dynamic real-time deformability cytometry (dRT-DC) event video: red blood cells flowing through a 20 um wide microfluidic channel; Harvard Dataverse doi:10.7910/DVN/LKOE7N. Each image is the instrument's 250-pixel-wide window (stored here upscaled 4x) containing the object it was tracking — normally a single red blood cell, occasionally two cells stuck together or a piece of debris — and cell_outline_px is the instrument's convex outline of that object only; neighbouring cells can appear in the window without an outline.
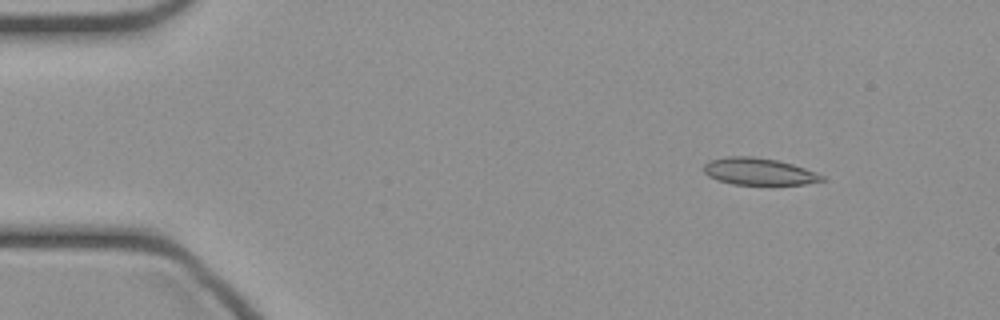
{"species": "common noctule bat (a hibernating species)", "species_latin": "Nyctalus noctula", "temperature_condition": "cold", "stored_images_in_passage": 42, "camera_frame_rate_fps": 3000, "um_per_image_px": 0.085, "animal": {"sex": "female", "body_mass_g": 21.9}, "frame": {"image": 1, "passage_image": 1, "time_ms": 0.0, "image_size_px": [1000, 320], "cell_outline_px": [[824, 180], [804, 184], [732, 184], [716, 180], [708, 176], [704, 172], [704, 164], [708, 160], [728, 156], [752, 156], [776, 160], [792, 164], [816, 172], [824, 176]], "centroid_in_image_um": [64.45, 14.57], "position_along_channel_um": 20.5, "area_um2": 18.5}}
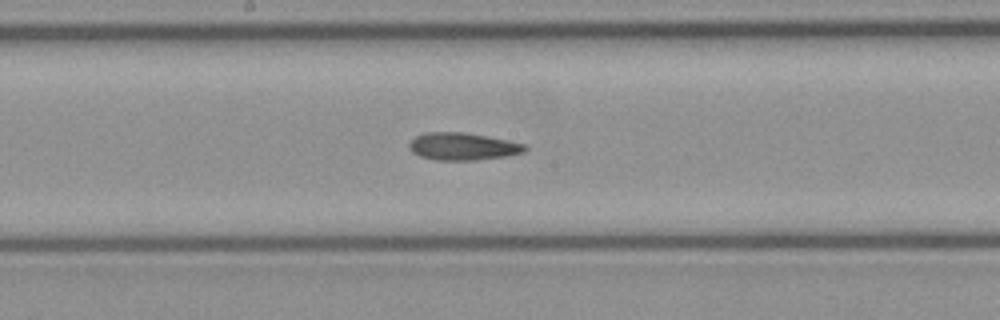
{"frame": {"image": 2, "passage_image": 20, "time_ms": 6.333, "image_size_px": [1000, 320], "cell_outline_px": [[528, 148], [524, 152], [504, 156], [472, 160], [436, 160], [420, 156], [412, 152], [408, 148], [408, 144], [416, 136], [424, 132], [464, 132], [508, 140], [528, 144]], "centroid_in_image_um": [39.33, 12.44], "position_along_channel_um": 208.9, "area_um2": 18.5}}
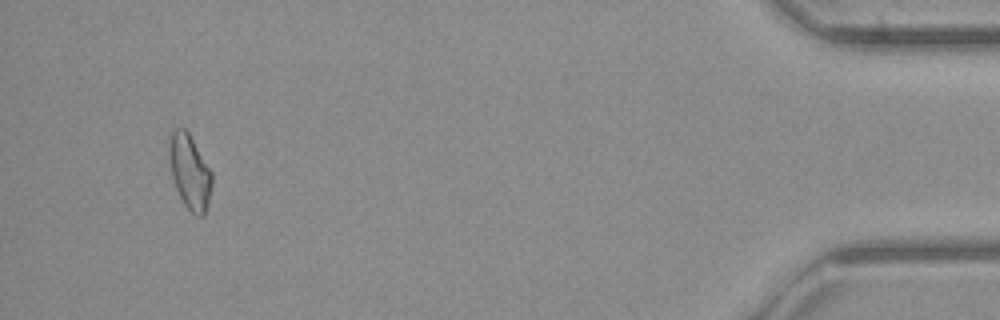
{"frame": {"image": 3, "passage_image": 40, "time_ms": 13.0, "image_size_px": [1000, 320], "cell_outline_px": [[212, 184], [208, 204], [204, 216], [196, 216], [184, 204], [176, 188], [172, 176], [168, 156], [168, 136], [172, 128], [184, 128], [188, 132], [212, 172]], "centroid_in_image_um": [16.1, 14.57], "position_along_channel_um": 419.1, "area_um2": 18.73}}